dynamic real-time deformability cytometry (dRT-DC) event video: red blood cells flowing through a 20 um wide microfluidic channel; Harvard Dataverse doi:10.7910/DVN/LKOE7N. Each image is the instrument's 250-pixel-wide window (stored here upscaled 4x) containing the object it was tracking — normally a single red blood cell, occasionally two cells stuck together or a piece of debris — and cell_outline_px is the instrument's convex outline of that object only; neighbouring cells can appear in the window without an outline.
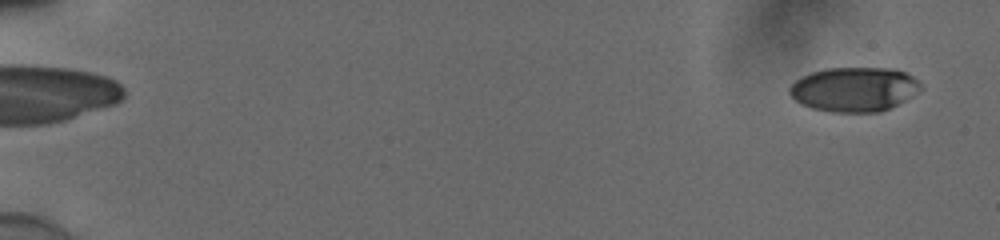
{"species": "human", "species_latin": "Homo sapiens", "temperature_condition": "cold", "stored_images_in_passage": 56, "camera_frame_rate_fps": 3000, "um_per_image_px": 0.085, "donor": {"sex": "male"}, "frame": {"image": 1, "passage_image": 3, "time_ms": 0.667, "image_size_px": [1000, 240], "cell_outline_px": [[924, 88], [920, 92], [880, 112], [828, 112], [812, 108], [800, 104], [788, 92], [788, 88], [796, 80], [812, 72], [828, 68], [896, 68], [912, 76]], "centroid_in_image_um": [72.61, 7.59], "position_along_channel_um": 12.4, "area_um2": 33.99}}
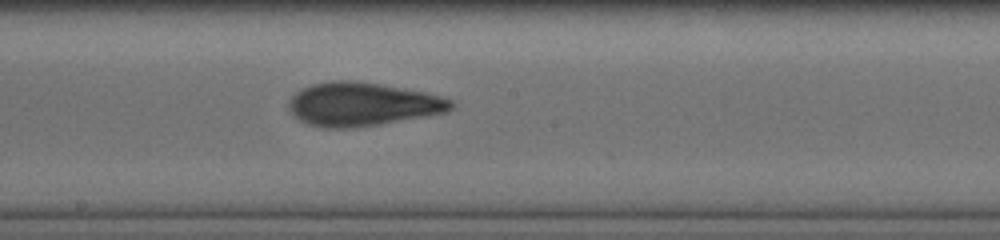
{"frame": {"image": 2, "passage_image": 33, "time_ms": 10.667, "image_size_px": [1000, 240], "cell_outline_px": [[452, 108], [444, 112], [380, 124], [344, 128], [324, 128], [308, 124], [300, 120], [288, 112], [288, 100], [300, 88], [312, 84], [332, 80], [352, 80], [380, 84], [404, 88], [424, 92], [440, 96], [452, 100]], "centroid_in_image_um": [30.71, 8.85], "position_along_channel_um": 217.5, "area_um2": 40.98}}
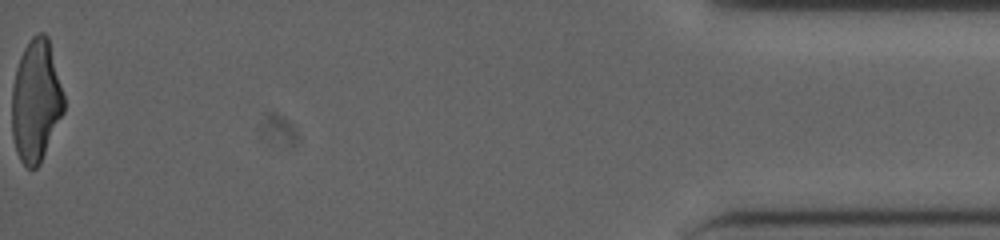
{"frame": {"image": 3, "passage_image": 56, "time_ms": 18.333, "image_size_px": [1000, 240], "cell_outline_px": [[64, 112], [40, 164], [36, 168], [28, 168], [20, 160], [16, 152], [12, 136], [12, 88], [16, 68], [20, 56], [24, 48], [32, 36], [40, 32], [44, 32], [48, 36], [64, 96]], "centroid_in_image_um": [3.05, 8.58], "position_along_channel_um": 432.1, "area_um2": 37.11}, "authors_computed_cell_mechanics": {"area_um2": 38.4081, "velocity_mm_per_s": 3.8964, "shape_relaxation_time_tau1_ms": 6.4919, "shape_relaxation_time_tau2_ms": 1.9305, "deformation_change_tau1": 0.2267, "deformation_change_tau2": 0.0965}}